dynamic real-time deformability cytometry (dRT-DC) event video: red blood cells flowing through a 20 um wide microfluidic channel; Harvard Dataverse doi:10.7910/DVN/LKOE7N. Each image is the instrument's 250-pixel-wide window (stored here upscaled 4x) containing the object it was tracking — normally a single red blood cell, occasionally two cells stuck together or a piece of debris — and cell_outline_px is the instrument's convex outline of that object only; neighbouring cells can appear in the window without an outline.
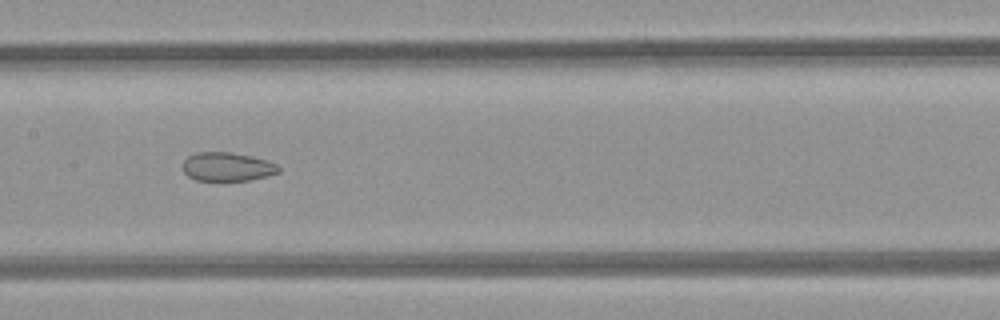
{"species": "common noctule bat (a hibernating species)", "species_latin": "Nyctalus noctula", "temperature_condition": "room temperature", "stored_images_in_passage": 36, "camera_frame_rate_fps": 3000, "um_per_image_px": 0.085, "animal": {"sex": "female", "body_mass_g": 21.9}, "frame": {"image": 1, "passage_image": 11, "time_ms": 3.333, "image_size_px": [1000, 320], "cell_outline_px": [[280, 172], [248, 180], [220, 184], [196, 180], [188, 176], [184, 172], [184, 160], [188, 156], [196, 152], [228, 152], [252, 156], [268, 160], [276, 164], [280, 168]], "centroid_in_image_um": [19.3, 14.22], "position_along_channel_um": 188.1, "area_um2": 16.65}, "authors_computed_cell_mechanics": {"area_um2": 18.6405, "velocity_mm_per_s": 4.1303, "shape_relaxation_time_tau1_ms": null, "shape_relaxation_time_tau2_ms": 2.5843, "deformation_change_tau1": null, "deformation_change_tau2": 0.0795}}